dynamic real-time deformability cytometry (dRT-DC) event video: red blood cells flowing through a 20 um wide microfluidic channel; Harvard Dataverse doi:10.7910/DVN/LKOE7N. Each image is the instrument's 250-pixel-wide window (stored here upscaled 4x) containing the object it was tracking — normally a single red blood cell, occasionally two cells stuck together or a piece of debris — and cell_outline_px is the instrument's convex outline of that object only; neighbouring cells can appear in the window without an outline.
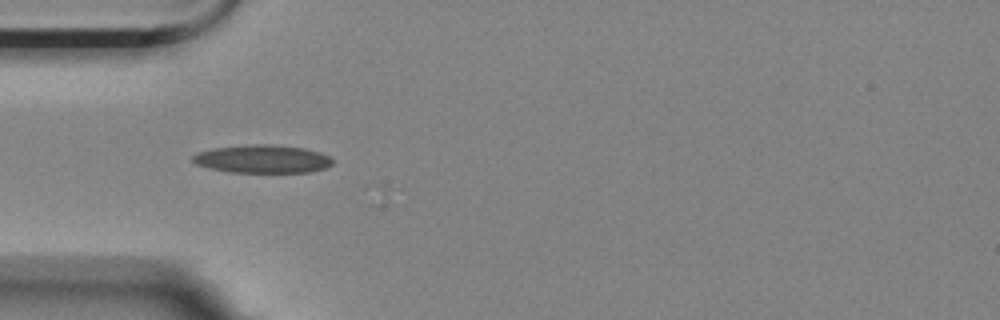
{"species": "Egyptian fruit bat (a non-hibernating species)", "species_latin": "Rousettus aegyptiacus", "temperature_condition": "room temperature", "stored_images_in_passage": 3, "camera_frame_rate_fps": 3000, "um_per_image_px": 0.085, "animal": {"sex": "female"}, "frame": {"image": 1, "passage_image": 1, "time_ms": 0.0, "image_size_px": [1000, 320], "cell_outline_px": [[332, 164], [324, 168], [308, 172], [228, 172], [196, 164], [192, 160], [192, 156], [196, 152], [212, 148], [256, 144], [264, 144], [304, 148], [320, 152], [328, 156], [332, 160]], "centroid_in_image_um": [22.28, 13.51], "position_along_channel_um": 62.7, "area_um2": 22.66}}
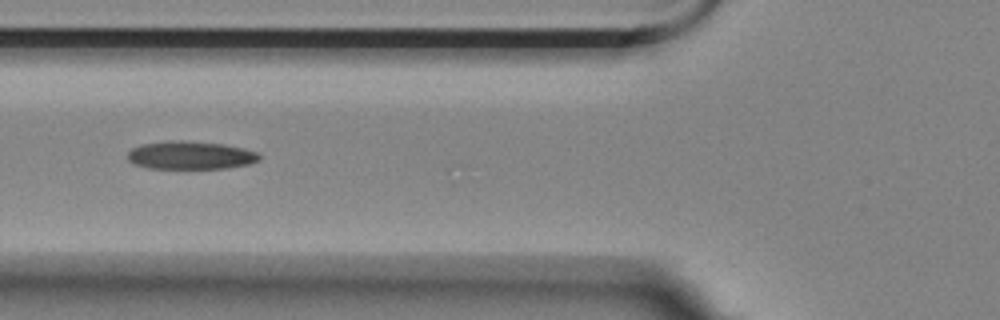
{"frame": {"image": 2, "passage_image": 2, "time_ms": 0.333, "image_size_px": [1000, 320], "cell_outline_px": [[260, 160], [248, 164], [228, 168], [148, 168], [132, 164], [128, 160], [128, 152], [132, 148], [140, 144], [164, 140], [188, 140], [224, 144], [244, 148], [260, 152]], "centroid_in_image_um": [16.18, 13.18], "position_along_channel_um": 109.6, "area_um2": 21.96}}
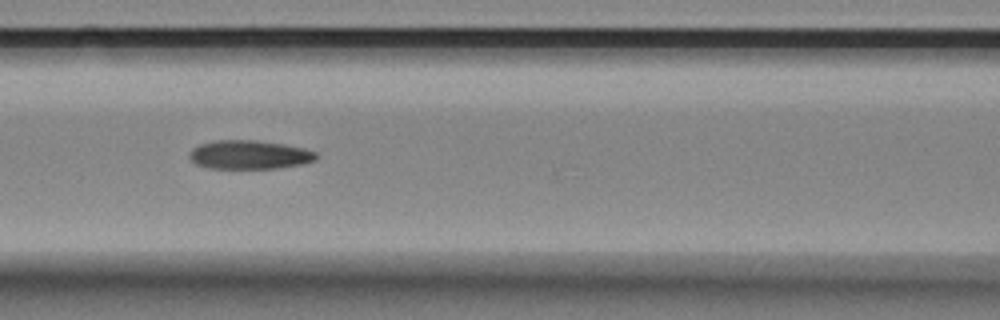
{"frame": {"image": 3, "passage_image": 3, "time_ms": 0.667, "image_size_px": [1000, 320], "cell_outline_px": [[320, 156], [316, 160], [300, 164], [276, 168], [208, 168], [196, 164], [188, 156], [192, 148], [200, 144], [216, 140], [252, 140], [284, 144], [304, 148], [316, 152]], "centroid_in_image_um": [21.2, 13.15], "position_along_channel_um": 145.4, "area_um2": 21.21}}